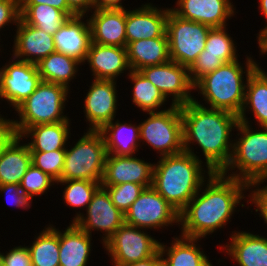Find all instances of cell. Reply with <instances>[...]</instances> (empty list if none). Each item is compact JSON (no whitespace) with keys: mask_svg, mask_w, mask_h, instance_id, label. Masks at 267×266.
I'll return each mask as SVG.
<instances>
[{"mask_svg":"<svg viewBox=\"0 0 267 266\" xmlns=\"http://www.w3.org/2000/svg\"><path fill=\"white\" fill-rule=\"evenodd\" d=\"M246 66L247 89L238 121L248 123L245 117V108L249 104L248 107H251L261 127H267V74L249 57H247Z\"/></svg>","mask_w":267,"mask_h":266,"instance_id":"obj_23","label":"cell"},{"mask_svg":"<svg viewBox=\"0 0 267 266\" xmlns=\"http://www.w3.org/2000/svg\"><path fill=\"white\" fill-rule=\"evenodd\" d=\"M130 70L166 63L170 60L167 33L162 37L140 39L126 46Z\"/></svg>","mask_w":267,"mask_h":266,"instance_id":"obj_24","label":"cell"},{"mask_svg":"<svg viewBox=\"0 0 267 266\" xmlns=\"http://www.w3.org/2000/svg\"><path fill=\"white\" fill-rule=\"evenodd\" d=\"M225 27L211 28L208 32L205 48L198 56L220 57L225 63L237 60L233 40Z\"/></svg>","mask_w":267,"mask_h":266,"instance_id":"obj_35","label":"cell"},{"mask_svg":"<svg viewBox=\"0 0 267 266\" xmlns=\"http://www.w3.org/2000/svg\"><path fill=\"white\" fill-rule=\"evenodd\" d=\"M251 202L256 205L257 209L255 211H260L261 216H263L264 221L267 223V185L261 189H256L252 191ZM259 209V210H258Z\"/></svg>","mask_w":267,"mask_h":266,"instance_id":"obj_44","label":"cell"},{"mask_svg":"<svg viewBox=\"0 0 267 266\" xmlns=\"http://www.w3.org/2000/svg\"><path fill=\"white\" fill-rule=\"evenodd\" d=\"M243 69L238 59L224 63L215 71L201 78L195 85L212 109L226 110L237 116L245 101L246 85L243 83Z\"/></svg>","mask_w":267,"mask_h":266,"instance_id":"obj_5","label":"cell"},{"mask_svg":"<svg viewBox=\"0 0 267 266\" xmlns=\"http://www.w3.org/2000/svg\"><path fill=\"white\" fill-rule=\"evenodd\" d=\"M197 240L199 239L184 236L181 239L175 238L174 243L166 250L165 245L160 243L161 255L164 256L167 252V258H162L164 266H212L200 248L196 247Z\"/></svg>","mask_w":267,"mask_h":266,"instance_id":"obj_30","label":"cell"},{"mask_svg":"<svg viewBox=\"0 0 267 266\" xmlns=\"http://www.w3.org/2000/svg\"><path fill=\"white\" fill-rule=\"evenodd\" d=\"M179 8L170 9L177 16L206 24L211 28L226 27V19L234 15L230 0H178Z\"/></svg>","mask_w":267,"mask_h":266,"instance_id":"obj_18","label":"cell"},{"mask_svg":"<svg viewBox=\"0 0 267 266\" xmlns=\"http://www.w3.org/2000/svg\"><path fill=\"white\" fill-rule=\"evenodd\" d=\"M181 114L184 151L196 156L189 146L191 141L197 142L204 153L208 175L221 172L232 155L233 143L229 137L236 128L238 116L226 110L206 108L196 99L182 105Z\"/></svg>","mask_w":267,"mask_h":266,"instance_id":"obj_1","label":"cell"},{"mask_svg":"<svg viewBox=\"0 0 267 266\" xmlns=\"http://www.w3.org/2000/svg\"><path fill=\"white\" fill-rule=\"evenodd\" d=\"M139 71L165 98L172 94V105L182 106L194 100L189 93L194 85L190 81L188 67L169 60L163 64L143 67Z\"/></svg>","mask_w":267,"mask_h":266,"instance_id":"obj_12","label":"cell"},{"mask_svg":"<svg viewBox=\"0 0 267 266\" xmlns=\"http://www.w3.org/2000/svg\"><path fill=\"white\" fill-rule=\"evenodd\" d=\"M129 78L134 82L133 103L147 113L155 112L166 101L160 90L140 71L129 70Z\"/></svg>","mask_w":267,"mask_h":266,"instance_id":"obj_34","label":"cell"},{"mask_svg":"<svg viewBox=\"0 0 267 266\" xmlns=\"http://www.w3.org/2000/svg\"><path fill=\"white\" fill-rule=\"evenodd\" d=\"M88 20L91 42L100 45L126 47V10L96 9Z\"/></svg>","mask_w":267,"mask_h":266,"instance_id":"obj_19","label":"cell"},{"mask_svg":"<svg viewBox=\"0 0 267 266\" xmlns=\"http://www.w3.org/2000/svg\"><path fill=\"white\" fill-rule=\"evenodd\" d=\"M68 8L76 16H84L89 8H94V0H66Z\"/></svg>","mask_w":267,"mask_h":266,"instance_id":"obj_47","label":"cell"},{"mask_svg":"<svg viewBox=\"0 0 267 266\" xmlns=\"http://www.w3.org/2000/svg\"><path fill=\"white\" fill-rule=\"evenodd\" d=\"M245 189L247 183L214 172L200 197L197 192L179 213L181 236L201 239L222 228L231 218L236 205L245 198Z\"/></svg>","mask_w":267,"mask_h":266,"instance_id":"obj_2","label":"cell"},{"mask_svg":"<svg viewBox=\"0 0 267 266\" xmlns=\"http://www.w3.org/2000/svg\"><path fill=\"white\" fill-rule=\"evenodd\" d=\"M248 124L238 121L236 128L244 136L233 144L230 161L220 172L226 176L227 171L236 167L239 174L233 172L227 177L247 183V189L267 180V127L254 132Z\"/></svg>","mask_w":267,"mask_h":266,"instance_id":"obj_4","label":"cell"},{"mask_svg":"<svg viewBox=\"0 0 267 266\" xmlns=\"http://www.w3.org/2000/svg\"><path fill=\"white\" fill-rule=\"evenodd\" d=\"M15 135L13 120H7L0 116V152Z\"/></svg>","mask_w":267,"mask_h":266,"instance_id":"obj_46","label":"cell"},{"mask_svg":"<svg viewBox=\"0 0 267 266\" xmlns=\"http://www.w3.org/2000/svg\"><path fill=\"white\" fill-rule=\"evenodd\" d=\"M17 24L13 59L18 58V60L36 65L51 53L56 52L53 35L26 24L21 18ZM22 57L23 59H20Z\"/></svg>","mask_w":267,"mask_h":266,"instance_id":"obj_17","label":"cell"},{"mask_svg":"<svg viewBox=\"0 0 267 266\" xmlns=\"http://www.w3.org/2000/svg\"><path fill=\"white\" fill-rule=\"evenodd\" d=\"M86 210V218L77 213L72 223L89 235L91 229L104 230V244L125 223V215L113 204L107 190L102 186L96 190Z\"/></svg>","mask_w":267,"mask_h":266,"instance_id":"obj_13","label":"cell"},{"mask_svg":"<svg viewBox=\"0 0 267 266\" xmlns=\"http://www.w3.org/2000/svg\"><path fill=\"white\" fill-rule=\"evenodd\" d=\"M162 258L163 256L161 255L160 251H158L151 257L137 262L129 263L125 266H164Z\"/></svg>","mask_w":267,"mask_h":266,"instance_id":"obj_48","label":"cell"},{"mask_svg":"<svg viewBox=\"0 0 267 266\" xmlns=\"http://www.w3.org/2000/svg\"><path fill=\"white\" fill-rule=\"evenodd\" d=\"M69 126V121L36 125L26 128L19 136L21 138L32 136V142L27 144L30 151L48 152L66 149Z\"/></svg>","mask_w":267,"mask_h":266,"instance_id":"obj_29","label":"cell"},{"mask_svg":"<svg viewBox=\"0 0 267 266\" xmlns=\"http://www.w3.org/2000/svg\"><path fill=\"white\" fill-rule=\"evenodd\" d=\"M260 51L262 54L267 52V32L258 40Z\"/></svg>","mask_w":267,"mask_h":266,"instance_id":"obj_51","label":"cell"},{"mask_svg":"<svg viewBox=\"0 0 267 266\" xmlns=\"http://www.w3.org/2000/svg\"><path fill=\"white\" fill-rule=\"evenodd\" d=\"M139 229L124 223L104 244L114 266L144 260L159 251L160 242Z\"/></svg>","mask_w":267,"mask_h":266,"instance_id":"obj_11","label":"cell"},{"mask_svg":"<svg viewBox=\"0 0 267 266\" xmlns=\"http://www.w3.org/2000/svg\"><path fill=\"white\" fill-rule=\"evenodd\" d=\"M240 266H267V238L248 232H235L224 247Z\"/></svg>","mask_w":267,"mask_h":266,"instance_id":"obj_26","label":"cell"},{"mask_svg":"<svg viewBox=\"0 0 267 266\" xmlns=\"http://www.w3.org/2000/svg\"><path fill=\"white\" fill-rule=\"evenodd\" d=\"M20 136L15 135L0 152V185L20 184L32 164L28 145H19Z\"/></svg>","mask_w":267,"mask_h":266,"instance_id":"obj_25","label":"cell"},{"mask_svg":"<svg viewBox=\"0 0 267 266\" xmlns=\"http://www.w3.org/2000/svg\"><path fill=\"white\" fill-rule=\"evenodd\" d=\"M49 5L63 11L69 18L76 16L67 6L66 0H21L20 5Z\"/></svg>","mask_w":267,"mask_h":266,"instance_id":"obj_45","label":"cell"},{"mask_svg":"<svg viewBox=\"0 0 267 266\" xmlns=\"http://www.w3.org/2000/svg\"><path fill=\"white\" fill-rule=\"evenodd\" d=\"M0 266H32L28 247H15L7 255L0 253Z\"/></svg>","mask_w":267,"mask_h":266,"instance_id":"obj_41","label":"cell"},{"mask_svg":"<svg viewBox=\"0 0 267 266\" xmlns=\"http://www.w3.org/2000/svg\"><path fill=\"white\" fill-rule=\"evenodd\" d=\"M80 61L63 53L54 52L37 63L42 81L61 84L69 88V81L75 77Z\"/></svg>","mask_w":267,"mask_h":266,"instance_id":"obj_31","label":"cell"},{"mask_svg":"<svg viewBox=\"0 0 267 266\" xmlns=\"http://www.w3.org/2000/svg\"><path fill=\"white\" fill-rule=\"evenodd\" d=\"M122 124L113 120L104 125L99 132L102 134L107 154L117 156H132L137 150L140 140L139 125ZM110 133V134H109Z\"/></svg>","mask_w":267,"mask_h":266,"instance_id":"obj_28","label":"cell"},{"mask_svg":"<svg viewBox=\"0 0 267 266\" xmlns=\"http://www.w3.org/2000/svg\"><path fill=\"white\" fill-rule=\"evenodd\" d=\"M201 162L199 157L183 151L162 156L154 164L152 187L179 213L204 184Z\"/></svg>","mask_w":267,"mask_h":266,"instance_id":"obj_3","label":"cell"},{"mask_svg":"<svg viewBox=\"0 0 267 266\" xmlns=\"http://www.w3.org/2000/svg\"><path fill=\"white\" fill-rule=\"evenodd\" d=\"M121 0H94V8L96 9H123Z\"/></svg>","mask_w":267,"mask_h":266,"instance_id":"obj_49","label":"cell"},{"mask_svg":"<svg viewBox=\"0 0 267 266\" xmlns=\"http://www.w3.org/2000/svg\"><path fill=\"white\" fill-rule=\"evenodd\" d=\"M60 183L68 184L64 189L65 203L72 207L88 206L96 190L101 186V182L90 180H62Z\"/></svg>","mask_w":267,"mask_h":266,"instance_id":"obj_36","label":"cell"},{"mask_svg":"<svg viewBox=\"0 0 267 266\" xmlns=\"http://www.w3.org/2000/svg\"><path fill=\"white\" fill-rule=\"evenodd\" d=\"M37 65L16 60L0 70V98L16 109L41 82Z\"/></svg>","mask_w":267,"mask_h":266,"instance_id":"obj_14","label":"cell"},{"mask_svg":"<svg viewBox=\"0 0 267 266\" xmlns=\"http://www.w3.org/2000/svg\"><path fill=\"white\" fill-rule=\"evenodd\" d=\"M20 13V18L26 24L42 29L50 35H54L69 19L63 11L44 4L20 5Z\"/></svg>","mask_w":267,"mask_h":266,"instance_id":"obj_32","label":"cell"},{"mask_svg":"<svg viewBox=\"0 0 267 266\" xmlns=\"http://www.w3.org/2000/svg\"><path fill=\"white\" fill-rule=\"evenodd\" d=\"M59 236V266H86L91 250V235L72 223Z\"/></svg>","mask_w":267,"mask_h":266,"instance_id":"obj_27","label":"cell"},{"mask_svg":"<svg viewBox=\"0 0 267 266\" xmlns=\"http://www.w3.org/2000/svg\"><path fill=\"white\" fill-rule=\"evenodd\" d=\"M170 9L159 10L151 4L142 8L126 10V42L162 37L166 33V21Z\"/></svg>","mask_w":267,"mask_h":266,"instance_id":"obj_20","label":"cell"},{"mask_svg":"<svg viewBox=\"0 0 267 266\" xmlns=\"http://www.w3.org/2000/svg\"><path fill=\"white\" fill-rule=\"evenodd\" d=\"M0 191L8 193V197H11L12 203L16 207L30 208V201H32L20 188V184H4L0 185ZM7 197V198H8Z\"/></svg>","mask_w":267,"mask_h":266,"instance_id":"obj_43","label":"cell"},{"mask_svg":"<svg viewBox=\"0 0 267 266\" xmlns=\"http://www.w3.org/2000/svg\"><path fill=\"white\" fill-rule=\"evenodd\" d=\"M83 16L70 17L53 35L56 52L63 53L76 60L85 62L91 44V30Z\"/></svg>","mask_w":267,"mask_h":266,"instance_id":"obj_21","label":"cell"},{"mask_svg":"<svg viewBox=\"0 0 267 266\" xmlns=\"http://www.w3.org/2000/svg\"><path fill=\"white\" fill-rule=\"evenodd\" d=\"M66 149L40 152L31 151L32 164L52 177L58 184L61 178Z\"/></svg>","mask_w":267,"mask_h":266,"instance_id":"obj_37","label":"cell"},{"mask_svg":"<svg viewBox=\"0 0 267 266\" xmlns=\"http://www.w3.org/2000/svg\"><path fill=\"white\" fill-rule=\"evenodd\" d=\"M54 182L56 181L52 177L31 164L22 177L20 188L32 199L34 195L43 194Z\"/></svg>","mask_w":267,"mask_h":266,"instance_id":"obj_39","label":"cell"},{"mask_svg":"<svg viewBox=\"0 0 267 266\" xmlns=\"http://www.w3.org/2000/svg\"><path fill=\"white\" fill-rule=\"evenodd\" d=\"M68 90L61 84L41 81L35 91L15 109L20 117V121H13L15 134L19 136L26 128L36 125L69 121L62 115Z\"/></svg>","mask_w":267,"mask_h":266,"instance_id":"obj_6","label":"cell"},{"mask_svg":"<svg viewBox=\"0 0 267 266\" xmlns=\"http://www.w3.org/2000/svg\"><path fill=\"white\" fill-rule=\"evenodd\" d=\"M224 63L220 57L198 56L188 68L191 83L195 85L201 78L215 71Z\"/></svg>","mask_w":267,"mask_h":266,"instance_id":"obj_40","label":"cell"},{"mask_svg":"<svg viewBox=\"0 0 267 266\" xmlns=\"http://www.w3.org/2000/svg\"><path fill=\"white\" fill-rule=\"evenodd\" d=\"M86 60L95 79L115 81L122 71L130 69L126 47L91 42Z\"/></svg>","mask_w":267,"mask_h":266,"instance_id":"obj_22","label":"cell"},{"mask_svg":"<svg viewBox=\"0 0 267 266\" xmlns=\"http://www.w3.org/2000/svg\"><path fill=\"white\" fill-rule=\"evenodd\" d=\"M154 165L133 156L107 154L101 186L127 182L150 187L153 184Z\"/></svg>","mask_w":267,"mask_h":266,"instance_id":"obj_15","label":"cell"},{"mask_svg":"<svg viewBox=\"0 0 267 266\" xmlns=\"http://www.w3.org/2000/svg\"><path fill=\"white\" fill-rule=\"evenodd\" d=\"M41 232L28 247L32 266H59L58 230L50 226Z\"/></svg>","mask_w":267,"mask_h":266,"instance_id":"obj_33","label":"cell"},{"mask_svg":"<svg viewBox=\"0 0 267 266\" xmlns=\"http://www.w3.org/2000/svg\"><path fill=\"white\" fill-rule=\"evenodd\" d=\"M124 215L125 224L140 229H157L179 222V212L152 186L142 191Z\"/></svg>","mask_w":267,"mask_h":266,"instance_id":"obj_10","label":"cell"},{"mask_svg":"<svg viewBox=\"0 0 267 266\" xmlns=\"http://www.w3.org/2000/svg\"><path fill=\"white\" fill-rule=\"evenodd\" d=\"M149 118L139 124L140 139L145 140L160 156L182 153L183 124L181 106L171 105L169 109L151 112Z\"/></svg>","mask_w":267,"mask_h":266,"instance_id":"obj_8","label":"cell"},{"mask_svg":"<svg viewBox=\"0 0 267 266\" xmlns=\"http://www.w3.org/2000/svg\"><path fill=\"white\" fill-rule=\"evenodd\" d=\"M116 82L95 79L85 97V114L90 122L89 130L99 131L104 125L114 120L116 112Z\"/></svg>","mask_w":267,"mask_h":266,"instance_id":"obj_16","label":"cell"},{"mask_svg":"<svg viewBox=\"0 0 267 266\" xmlns=\"http://www.w3.org/2000/svg\"><path fill=\"white\" fill-rule=\"evenodd\" d=\"M107 150L99 131L88 132L72 147L66 149L62 180H90L101 182L105 169Z\"/></svg>","mask_w":267,"mask_h":266,"instance_id":"obj_7","label":"cell"},{"mask_svg":"<svg viewBox=\"0 0 267 266\" xmlns=\"http://www.w3.org/2000/svg\"><path fill=\"white\" fill-rule=\"evenodd\" d=\"M20 16L19 0H0V29L11 21L17 24Z\"/></svg>","mask_w":267,"mask_h":266,"instance_id":"obj_42","label":"cell"},{"mask_svg":"<svg viewBox=\"0 0 267 266\" xmlns=\"http://www.w3.org/2000/svg\"><path fill=\"white\" fill-rule=\"evenodd\" d=\"M102 187L107 190L111 201L123 214L130 209V206L133 204V202L146 188L144 185H139L132 182Z\"/></svg>","mask_w":267,"mask_h":266,"instance_id":"obj_38","label":"cell"},{"mask_svg":"<svg viewBox=\"0 0 267 266\" xmlns=\"http://www.w3.org/2000/svg\"><path fill=\"white\" fill-rule=\"evenodd\" d=\"M211 27L183 19L171 10L166 21L170 60L190 67L204 50Z\"/></svg>","mask_w":267,"mask_h":266,"instance_id":"obj_9","label":"cell"},{"mask_svg":"<svg viewBox=\"0 0 267 266\" xmlns=\"http://www.w3.org/2000/svg\"><path fill=\"white\" fill-rule=\"evenodd\" d=\"M259 8L263 12V14L266 17L267 20V0H260V6ZM267 32V26L261 30V33H259L258 40Z\"/></svg>","mask_w":267,"mask_h":266,"instance_id":"obj_50","label":"cell"}]
</instances>
